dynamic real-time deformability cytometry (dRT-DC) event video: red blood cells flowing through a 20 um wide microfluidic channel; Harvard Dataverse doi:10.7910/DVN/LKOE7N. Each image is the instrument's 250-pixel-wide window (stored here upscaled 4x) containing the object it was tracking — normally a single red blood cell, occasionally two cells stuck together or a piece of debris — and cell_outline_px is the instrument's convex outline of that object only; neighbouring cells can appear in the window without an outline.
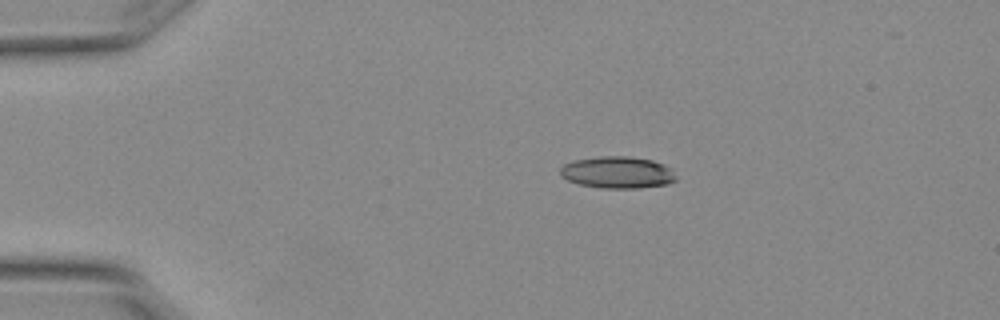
{"species": "Egyptian fruit bat (a non-hibernating species)", "species_latin": "Rousettus aegyptiacus", "temperature_condition": "warm", "stored_images_in_passage": 4, "camera_frame_rate_fps": 3000, "um_per_image_px": 0.085, "animal": {"sex": "female"}, "frame": {"image": 1, "passage_image": 1, "time_ms": 0.0, "image_size_px": [1000, 320], "cell_outline_px": [[676, 180], [668, 184], [640, 188], [600, 188], [580, 184], [568, 180], [560, 176], [560, 168], [564, 164], [576, 160], [600, 156], [632, 156], [652, 160], [664, 164], [672, 168], [676, 176]], "centroid_in_image_um": [52.52, 14.65], "position_along_channel_um": 32.5, "area_um2": 21.68}}
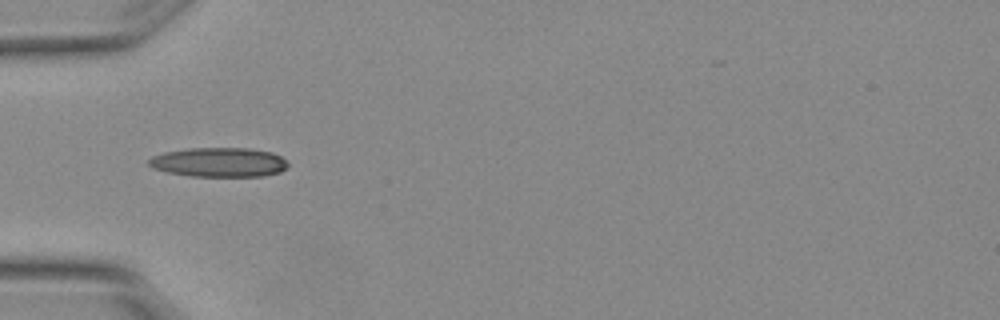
{"frame": {"image": 2, "passage_image": 3, "time_ms": 0.667, "image_size_px": [1000, 320], "cell_outline_px": [[288, 168], [280, 172], [264, 176], [192, 176], [168, 172], [152, 168], [148, 164], [148, 160], [152, 156], [164, 152], [188, 148], [248, 148], [272, 152], [280, 156], [288, 164]], "centroid_in_image_um": [18.61, 13.79], "position_along_channel_um": 66.4, "area_um2": 23.87}}
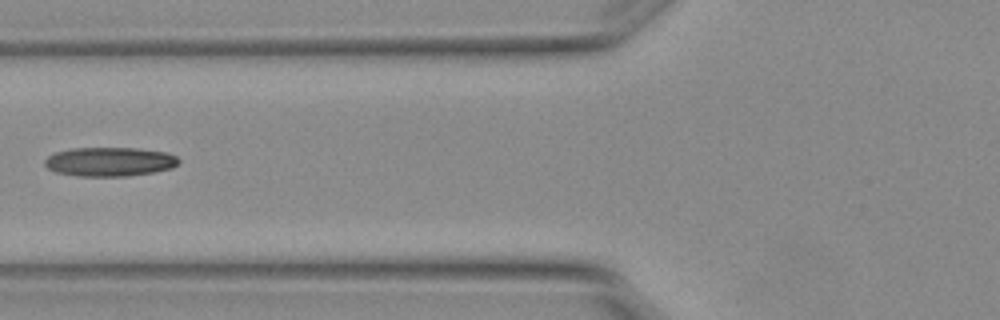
{"frame": {"image": 3, "passage_image": 4, "time_ms": 1.0, "image_size_px": [1000, 320], "cell_outline_px": [[180, 160], [172, 168], [152, 172], [128, 176], [80, 176], [56, 172], [48, 168], [44, 164], [44, 160], [48, 156], [56, 152], [72, 148], [136, 148], [168, 152], [176, 156]], "centroid_in_image_um": [9.32, 13.74], "position_along_channel_um": 116.5, "area_um2": 22.66}}